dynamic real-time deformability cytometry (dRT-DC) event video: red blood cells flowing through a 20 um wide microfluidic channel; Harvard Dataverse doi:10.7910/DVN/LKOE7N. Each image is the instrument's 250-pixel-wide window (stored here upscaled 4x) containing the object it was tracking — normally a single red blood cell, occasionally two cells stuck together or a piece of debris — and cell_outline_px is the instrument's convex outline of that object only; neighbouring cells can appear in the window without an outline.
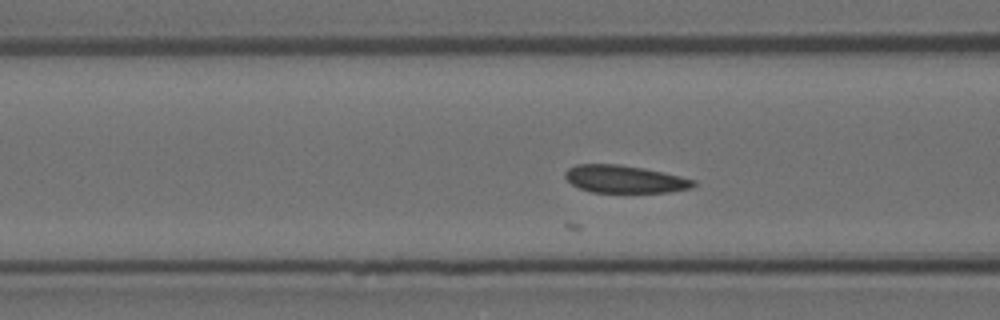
{"species": "Egyptian fruit bat (a non-hibernating species)", "species_latin": "Rousettus aegyptiacus", "temperature_condition": "room temperature", "stored_images_in_passage": 25, "camera_frame_rate_fps": 3000, "um_per_image_px": 0.085, "animal": {"sex": "female"}, "frame": {"image": 1, "passage_image": 12, "time_ms": 3.667, "image_size_px": [1000, 320], "cell_outline_px": [[696, 184], [692, 188], [668, 192], [592, 192], [580, 188], [572, 184], [564, 176], [564, 172], [568, 168], [576, 164], [620, 164], [644, 168], [664, 172], [696, 180]], "centroid_in_image_um": [53.1, 15.22], "position_along_channel_um": 113.5, "area_um2": 20.69}}
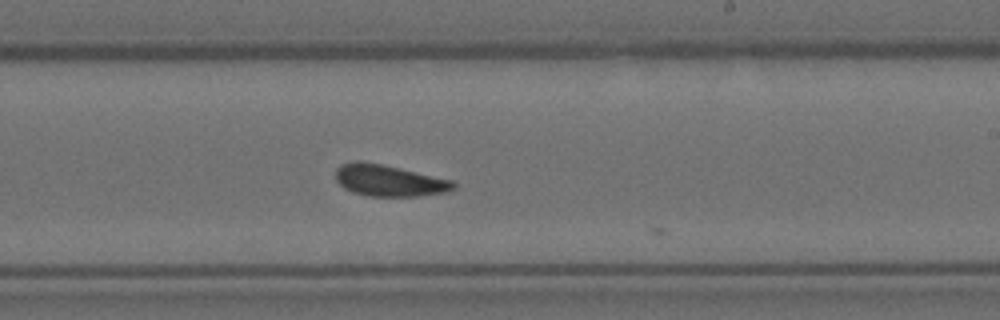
{"frame": {"image": 2, "passage_image": 24, "time_ms": 7.667, "image_size_px": [1000, 320], "cell_outline_px": [[456, 188], [448, 192], [420, 196], [368, 196], [352, 192], [344, 188], [336, 180], [336, 168], [340, 164], [356, 160], [360, 160], [400, 168], [452, 180], [456, 184]], "centroid_in_image_um": [33.06, 15.35], "position_along_channel_um": 255.9, "area_um2": 21.73}}